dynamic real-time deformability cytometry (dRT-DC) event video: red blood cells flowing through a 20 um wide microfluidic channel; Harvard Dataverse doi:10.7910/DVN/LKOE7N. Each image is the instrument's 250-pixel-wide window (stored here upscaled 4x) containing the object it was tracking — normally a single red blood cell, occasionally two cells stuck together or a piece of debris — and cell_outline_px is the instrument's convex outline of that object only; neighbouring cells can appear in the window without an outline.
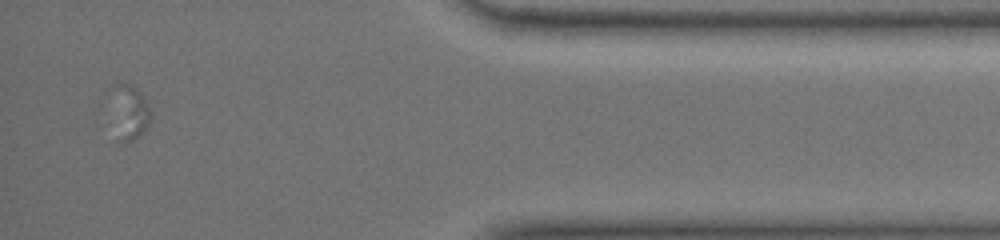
{"species": "common noctule bat (a hibernating species)", "species_latin": "Nyctalus noctula", "temperature_condition": "warm", "stored_images_in_passage": 24, "camera_frame_rate_fps": 3000, "um_per_image_px": 0.085, "animal": {"sex": "female", "body_mass_g": 19.0, "forearm_length_mm": 51.5}, "frame": {"image": 1, "passage_image": 24, "time_ms": 17.333, "image_size_px": [1000, 240], "cell_outline_px": [[152, 116], [148, 128], [136, 140], [124, 140], [112, 84], [116, 80], [128, 84], [136, 88], [140, 92], [148, 104]], "centroid_in_image_um": [11.18, 9.39], "position_along_channel_um": 424.0, "area_um2": 11.1}}